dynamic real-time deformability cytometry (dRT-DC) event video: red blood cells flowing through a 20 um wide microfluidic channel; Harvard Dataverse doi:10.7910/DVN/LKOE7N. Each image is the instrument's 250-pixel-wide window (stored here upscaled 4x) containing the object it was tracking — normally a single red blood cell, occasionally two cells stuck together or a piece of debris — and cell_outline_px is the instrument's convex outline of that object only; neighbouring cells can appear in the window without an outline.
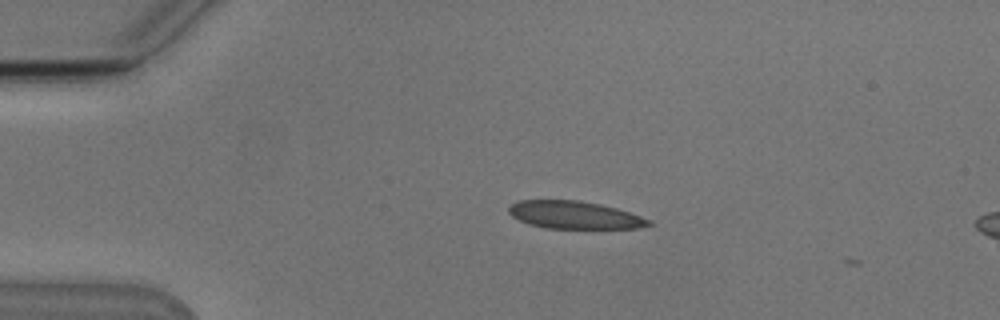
{"species": "Egyptian fruit bat (a non-hibernating species)", "species_latin": "Rousettus aegyptiacus", "temperature_condition": "cold", "stored_images_in_passage": 40, "camera_frame_rate_fps": 3000, "um_per_image_px": 0.085, "animal": {"sex": "male"}, "frame": {"image": 1, "passage_image": 1, "time_ms": 0.0, "image_size_px": [1000, 320], "cell_outline_px": [[652, 224], [640, 228], [544, 228], [528, 224], [512, 216], [508, 212], [508, 208], [512, 204], [520, 200], [576, 200], [600, 204], [616, 208], [652, 220]], "centroid_in_image_um": [48.82, 18.27], "position_along_channel_um": 36.2, "area_um2": 22.43}}
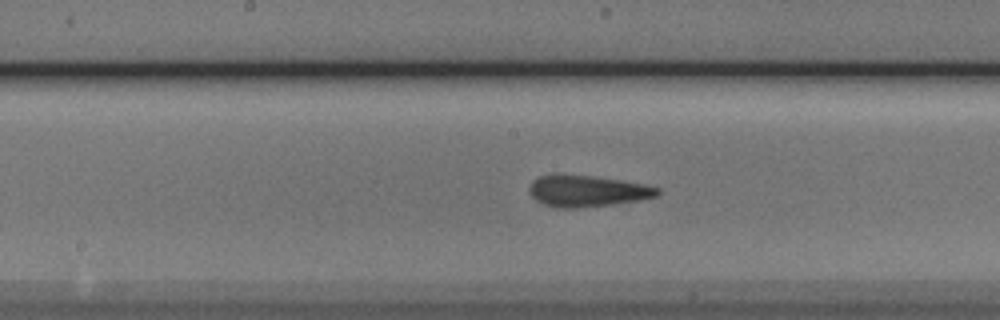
{"frame": {"image": 2, "passage_image": 17, "time_ms": 5.333, "image_size_px": [1000, 320], "cell_outline_px": [[660, 192], [656, 196], [640, 200], [612, 204], [576, 208], [552, 208], [536, 200], [528, 192], [528, 188], [532, 180], [540, 176], [592, 176], [620, 180], [644, 184], [660, 188]], "centroid_in_image_um": [49.91, 16.26], "position_along_channel_um": 198.3, "area_um2": 23.12}}
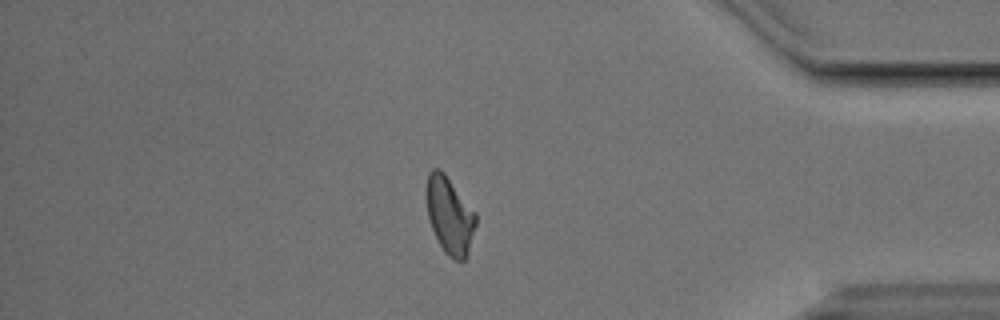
{"frame": {"image": 3, "passage_image": 35, "time_ms": 11.333, "image_size_px": [1000, 320], "cell_outline_px": [[476, 224], [468, 256], [464, 260], [456, 260], [448, 256], [444, 252], [432, 228], [428, 216], [424, 196], [424, 192], [428, 172], [432, 168], [440, 168], [444, 172], [476, 212]], "centroid_in_image_um": [38.2, 18.27], "position_along_channel_um": 397.0, "area_um2": 22.6}, "authors_computed_cell_mechanics": {"area_um2": 22.8888, "velocity_mm_per_s": 3.8275, "shape_relaxation_time_tau1_ms": 8.9127, "shape_relaxation_time_tau2_ms": 2.2444, "deformation_change_tau1": 0.206, "deformation_change_tau2": 0.0884}}